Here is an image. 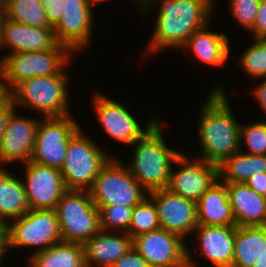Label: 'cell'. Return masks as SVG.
Here are the masks:
<instances>
[{
  "instance_id": "cell-3",
  "label": "cell",
  "mask_w": 266,
  "mask_h": 267,
  "mask_svg": "<svg viewBox=\"0 0 266 267\" xmlns=\"http://www.w3.org/2000/svg\"><path fill=\"white\" fill-rule=\"evenodd\" d=\"M161 118L130 146L133 157L124 164L131 175L149 193L166 189L175 160L182 153L170 147ZM167 141V143H166Z\"/></svg>"
},
{
  "instance_id": "cell-17",
  "label": "cell",
  "mask_w": 266,
  "mask_h": 267,
  "mask_svg": "<svg viewBox=\"0 0 266 267\" xmlns=\"http://www.w3.org/2000/svg\"><path fill=\"white\" fill-rule=\"evenodd\" d=\"M147 196L156 206L162 229L178 234L186 241L192 239L191 235L198 226L196 201L175 195L167 189L151 191Z\"/></svg>"
},
{
  "instance_id": "cell-26",
  "label": "cell",
  "mask_w": 266,
  "mask_h": 267,
  "mask_svg": "<svg viewBox=\"0 0 266 267\" xmlns=\"http://www.w3.org/2000/svg\"><path fill=\"white\" fill-rule=\"evenodd\" d=\"M27 267H86L82 244L59 242L26 257Z\"/></svg>"
},
{
  "instance_id": "cell-40",
  "label": "cell",
  "mask_w": 266,
  "mask_h": 267,
  "mask_svg": "<svg viewBox=\"0 0 266 267\" xmlns=\"http://www.w3.org/2000/svg\"><path fill=\"white\" fill-rule=\"evenodd\" d=\"M246 185L256 193L266 197V172L256 173L249 178Z\"/></svg>"
},
{
  "instance_id": "cell-13",
  "label": "cell",
  "mask_w": 266,
  "mask_h": 267,
  "mask_svg": "<svg viewBox=\"0 0 266 267\" xmlns=\"http://www.w3.org/2000/svg\"><path fill=\"white\" fill-rule=\"evenodd\" d=\"M93 9L87 0H64L62 18L54 27L58 43L67 46L76 55L89 51L94 44L92 39L97 22Z\"/></svg>"
},
{
  "instance_id": "cell-34",
  "label": "cell",
  "mask_w": 266,
  "mask_h": 267,
  "mask_svg": "<svg viewBox=\"0 0 266 267\" xmlns=\"http://www.w3.org/2000/svg\"><path fill=\"white\" fill-rule=\"evenodd\" d=\"M49 24L54 28L62 18L64 0H41Z\"/></svg>"
},
{
  "instance_id": "cell-41",
  "label": "cell",
  "mask_w": 266,
  "mask_h": 267,
  "mask_svg": "<svg viewBox=\"0 0 266 267\" xmlns=\"http://www.w3.org/2000/svg\"><path fill=\"white\" fill-rule=\"evenodd\" d=\"M133 3L135 7V11L137 9V11L135 13H137L136 15H141L145 10H147L153 3H155L157 0H129V3ZM140 11V12H138Z\"/></svg>"
},
{
  "instance_id": "cell-8",
  "label": "cell",
  "mask_w": 266,
  "mask_h": 267,
  "mask_svg": "<svg viewBox=\"0 0 266 267\" xmlns=\"http://www.w3.org/2000/svg\"><path fill=\"white\" fill-rule=\"evenodd\" d=\"M54 210L63 242L83 245L101 230L99 209L88 190L67 189Z\"/></svg>"
},
{
  "instance_id": "cell-5",
  "label": "cell",
  "mask_w": 266,
  "mask_h": 267,
  "mask_svg": "<svg viewBox=\"0 0 266 267\" xmlns=\"http://www.w3.org/2000/svg\"><path fill=\"white\" fill-rule=\"evenodd\" d=\"M75 55L60 43L50 50L6 53L0 57L1 82L9 94L24 80L59 74Z\"/></svg>"
},
{
  "instance_id": "cell-31",
  "label": "cell",
  "mask_w": 266,
  "mask_h": 267,
  "mask_svg": "<svg viewBox=\"0 0 266 267\" xmlns=\"http://www.w3.org/2000/svg\"><path fill=\"white\" fill-rule=\"evenodd\" d=\"M239 147L240 151L250 155H266V122L263 118L246 124L241 121Z\"/></svg>"
},
{
  "instance_id": "cell-42",
  "label": "cell",
  "mask_w": 266,
  "mask_h": 267,
  "mask_svg": "<svg viewBox=\"0 0 266 267\" xmlns=\"http://www.w3.org/2000/svg\"><path fill=\"white\" fill-rule=\"evenodd\" d=\"M7 19L6 5L0 2V34Z\"/></svg>"
},
{
  "instance_id": "cell-1",
  "label": "cell",
  "mask_w": 266,
  "mask_h": 267,
  "mask_svg": "<svg viewBox=\"0 0 266 267\" xmlns=\"http://www.w3.org/2000/svg\"><path fill=\"white\" fill-rule=\"evenodd\" d=\"M218 0H157L141 15V19L148 20L152 11L156 20L153 21V32L144 46L143 58H152L162 51L180 49L187 42L189 36L206 26L216 17L215 11ZM158 8V9H156ZM149 13V15H148ZM148 15V17H146ZM166 49V50H165ZM145 53V54H144Z\"/></svg>"
},
{
  "instance_id": "cell-9",
  "label": "cell",
  "mask_w": 266,
  "mask_h": 267,
  "mask_svg": "<svg viewBox=\"0 0 266 267\" xmlns=\"http://www.w3.org/2000/svg\"><path fill=\"white\" fill-rule=\"evenodd\" d=\"M121 156H113L101 169L88 189L96 206L124 205L134 207L148 192L131 175Z\"/></svg>"
},
{
  "instance_id": "cell-45",
  "label": "cell",
  "mask_w": 266,
  "mask_h": 267,
  "mask_svg": "<svg viewBox=\"0 0 266 267\" xmlns=\"http://www.w3.org/2000/svg\"><path fill=\"white\" fill-rule=\"evenodd\" d=\"M112 0H87V2L94 8L97 7V5H100L102 4L103 2L106 3V2H110ZM100 3V4H99Z\"/></svg>"
},
{
  "instance_id": "cell-7",
  "label": "cell",
  "mask_w": 266,
  "mask_h": 267,
  "mask_svg": "<svg viewBox=\"0 0 266 267\" xmlns=\"http://www.w3.org/2000/svg\"><path fill=\"white\" fill-rule=\"evenodd\" d=\"M94 91V92H93ZM91 91L90 102L93 113L97 118L100 129L105 135L113 139L122 146H131L140 139L159 120V114L153 113L147 121L143 123L137 119L135 112L122 100H114L105 95L102 90ZM128 106V107H127ZM129 108V109H128ZM155 114V115H154ZM146 125V126H144Z\"/></svg>"
},
{
  "instance_id": "cell-37",
  "label": "cell",
  "mask_w": 266,
  "mask_h": 267,
  "mask_svg": "<svg viewBox=\"0 0 266 267\" xmlns=\"http://www.w3.org/2000/svg\"><path fill=\"white\" fill-rule=\"evenodd\" d=\"M16 109L13 101L9 97L0 105V146L7 128L8 119Z\"/></svg>"
},
{
  "instance_id": "cell-6",
  "label": "cell",
  "mask_w": 266,
  "mask_h": 267,
  "mask_svg": "<svg viewBox=\"0 0 266 267\" xmlns=\"http://www.w3.org/2000/svg\"><path fill=\"white\" fill-rule=\"evenodd\" d=\"M83 131L80 128L69 140L61 169L66 189L88 190L101 169L116 156Z\"/></svg>"
},
{
  "instance_id": "cell-38",
  "label": "cell",
  "mask_w": 266,
  "mask_h": 267,
  "mask_svg": "<svg viewBox=\"0 0 266 267\" xmlns=\"http://www.w3.org/2000/svg\"><path fill=\"white\" fill-rule=\"evenodd\" d=\"M259 80L261 81L258 84L252 86L254 89L250 93L255 99L254 101L258 103V107H261L260 109L266 113V78ZM264 119L266 120V117Z\"/></svg>"
},
{
  "instance_id": "cell-36",
  "label": "cell",
  "mask_w": 266,
  "mask_h": 267,
  "mask_svg": "<svg viewBox=\"0 0 266 267\" xmlns=\"http://www.w3.org/2000/svg\"><path fill=\"white\" fill-rule=\"evenodd\" d=\"M111 267H150L146 260L133 248L119 258Z\"/></svg>"
},
{
  "instance_id": "cell-30",
  "label": "cell",
  "mask_w": 266,
  "mask_h": 267,
  "mask_svg": "<svg viewBox=\"0 0 266 267\" xmlns=\"http://www.w3.org/2000/svg\"><path fill=\"white\" fill-rule=\"evenodd\" d=\"M159 228L161 227L156 206L147 196L133 207L127 234L133 238L139 234L154 231Z\"/></svg>"
},
{
  "instance_id": "cell-24",
  "label": "cell",
  "mask_w": 266,
  "mask_h": 267,
  "mask_svg": "<svg viewBox=\"0 0 266 267\" xmlns=\"http://www.w3.org/2000/svg\"><path fill=\"white\" fill-rule=\"evenodd\" d=\"M0 168V220L8 223L30 210L21 176Z\"/></svg>"
},
{
  "instance_id": "cell-10",
  "label": "cell",
  "mask_w": 266,
  "mask_h": 267,
  "mask_svg": "<svg viewBox=\"0 0 266 267\" xmlns=\"http://www.w3.org/2000/svg\"><path fill=\"white\" fill-rule=\"evenodd\" d=\"M8 248L25 250L32 248L29 257L62 242L60 226L54 209H30L19 218L7 223Z\"/></svg>"
},
{
  "instance_id": "cell-2",
  "label": "cell",
  "mask_w": 266,
  "mask_h": 267,
  "mask_svg": "<svg viewBox=\"0 0 266 267\" xmlns=\"http://www.w3.org/2000/svg\"><path fill=\"white\" fill-rule=\"evenodd\" d=\"M211 86L210 93L199 106L196 138L200 151L195 157L219 166L239 151L241 122L234 115L225 87L219 82Z\"/></svg>"
},
{
  "instance_id": "cell-33",
  "label": "cell",
  "mask_w": 266,
  "mask_h": 267,
  "mask_svg": "<svg viewBox=\"0 0 266 267\" xmlns=\"http://www.w3.org/2000/svg\"><path fill=\"white\" fill-rule=\"evenodd\" d=\"M261 0H229L227 12L235 19V23L247 33L252 29Z\"/></svg>"
},
{
  "instance_id": "cell-27",
  "label": "cell",
  "mask_w": 266,
  "mask_h": 267,
  "mask_svg": "<svg viewBox=\"0 0 266 267\" xmlns=\"http://www.w3.org/2000/svg\"><path fill=\"white\" fill-rule=\"evenodd\" d=\"M264 172L266 155H250L240 150L218 166V176L222 183H246L256 173Z\"/></svg>"
},
{
  "instance_id": "cell-25",
  "label": "cell",
  "mask_w": 266,
  "mask_h": 267,
  "mask_svg": "<svg viewBox=\"0 0 266 267\" xmlns=\"http://www.w3.org/2000/svg\"><path fill=\"white\" fill-rule=\"evenodd\" d=\"M266 248V226H237L231 267H253Z\"/></svg>"
},
{
  "instance_id": "cell-14",
  "label": "cell",
  "mask_w": 266,
  "mask_h": 267,
  "mask_svg": "<svg viewBox=\"0 0 266 267\" xmlns=\"http://www.w3.org/2000/svg\"><path fill=\"white\" fill-rule=\"evenodd\" d=\"M187 241L162 228L132 238V247L150 267H188Z\"/></svg>"
},
{
  "instance_id": "cell-15",
  "label": "cell",
  "mask_w": 266,
  "mask_h": 267,
  "mask_svg": "<svg viewBox=\"0 0 266 267\" xmlns=\"http://www.w3.org/2000/svg\"><path fill=\"white\" fill-rule=\"evenodd\" d=\"M236 230L237 226L198 225L191 235L194 238L196 236L195 248L187 245L188 267L200 266V263L194 259L195 252L196 256L199 254L198 258L205 257L213 267H231ZM192 251L195 252L191 254Z\"/></svg>"
},
{
  "instance_id": "cell-4",
  "label": "cell",
  "mask_w": 266,
  "mask_h": 267,
  "mask_svg": "<svg viewBox=\"0 0 266 267\" xmlns=\"http://www.w3.org/2000/svg\"><path fill=\"white\" fill-rule=\"evenodd\" d=\"M71 61L59 74L33 77L20 82L9 94L17 108H27L36 111L40 117H63L73 114L71 108L72 99L70 83L71 76L68 68H71ZM70 66V67H69ZM68 70V71H67ZM24 106V107H23Z\"/></svg>"
},
{
  "instance_id": "cell-19",
  "label": "cell",
  "mask_w": 266,
  "mask_h": 267,
  "mask_svg": "<svg viewBox=\"0 0 266 267\" xmlns=\"http://www.w3.org/2000/svg\"><path fill=\"white\" fill-rule=\"evenodd\" d=\"M212 22L213 20L203 28L193 32L180 50H184L188 56L191 55L192 57L193 55L197 62L217 69L225 66L229 58L232 57L230 56L232 54L231 38L225 31L220 32L215 28L211 31Z\"/></svg>"
},
{
  "instance_id": "cell-46",
  "label": "cell",
  "mask_w": 266,
  "mask_h": 267,
  "mask_svg": "<svg viewBox=\"0 0 266 267\" xmlns=\"http://www.w3.org/2000/svg\"><path fill=\"white\" fill-rule=\"evenodd\" d=\"M11 0H0L3 4L7 5Z\"/></svg>"
},
{
  "instance_id": "cell-39",
  "label": "cell",
  "mask_w": 266,
  "mask_h": 267,
  "mask_svg": "<svg viewBox=\"0 0 266 267\" xmlns=\"http://www.w3.org/2000/svg\"><path fill=\"white\" fill-rule=\"evenodd\" d=\"M9 255L7 223L0 220V266L4 267L5 258Z\"/></svg>"
},
{
  "instance_id": "cell-11",
  "label": "cell",
  "mask_w": 266,
  "mask_h": 267,
  "mask_svg": "<svg viewBox=\"0 0 266 267\" xmlns=\"http://www.w3.org/2000/svg\"><path fill=\"white\" fill-rule=\"evenodd\" d=\"M78 123L72 114L41 118L30 161L61 170L69 140L81 128Z\"/></svg>"
},
{
  "instance_id": "cell-21",
  "label": "cell",
  "mask_w": 266,
  "mask_h": 267,
  "mask_svg": "<svg viewBox=\"0 0 266 267\" xmlns=\"http://www.w3.org/2000/svg\"><path fill=\"white\" fill-rule=\"evenodd\" d=\"M131 247L127 233L100 230L83 244L86 267H111Z\"/></svg>"
},
{
  "instance_id": "cell-43",
  "label": "cell",
  "mask_w": 266,
  "mask_h": 267,
  "mask_svg": "<svg viewBox=\"0 0 266 267\" xmlns=\"http://www.w3.org/2000/svg\"><path fill=\"white\" fill-rule=\"evenodd\" d=\"M8 98V92L0 79V105Z\"/></svg>"
},
{
  "instance_id": "cell-32",
  "label": "cell",
  "mask_w": 266,
  "mask_h": 267,
  "mask_svg": "<svg viewBox=\"0 0 266 267\" xmlns=\"http://www.w3.org/2000/svg\"><path fill=\"white\" fill-rule=\"evenodd\" d=\"M96 207L100 213L101 230L128 232L133 207L124 205Z\"/></svg>"
},
{
  "instance_id": "cell-29",
  "label": "cell",
  "mask_w": 266,
  "mask_h": 267,
  "mask_svg": "<svg viewBox=\"0 0 266 267\" xmlns=\"http://www.w3.org/2000/svg\"><path fill=\"white\" fill-rule=\"evenodd\" d=\"M251 44L235 59L241 71L253 81L266 78V38H252Z\"/></svg>"
},
{
  "instance_id": "cell-20",
  "label": "cell",
  "mask_w": 266,
  "mask_h": 267,
  "mask_svg": "<svg viewBox=\"0 0 266 267\" xmlns=\"http://www.w3.org/2000/svg\"><path fill=\"white\" fill-rule=\"evenodd\" d=\"M58 44L53 27H31L6 19L0 34V51L8 53L53 49Z\"/></svg>"
},
{
  "instance_id": "cell-35",
  "label": "cell",
  "mask_w": 266,
  "mask_h": 267,
  "mask_svg": "<svg viewBox=\"0 0 266 267\" xmlns=\"http://www.w3.org/2000/svg\"><path fill=\"white\" fill-rule=\"evenodd\" d=\"M251 38H266V0L259 3L256 19L252 29L248 32Z\"/></svg>"
},
{
  "instance_id": "cell-23",
  "label": "cell",
  "mask_w": 266,
  "mask_h": 267,
  "mask_svg": "<svg viewBox=\"0 0 266 267\" xmlns=\"http://www.w3.org/2000/svg\"><path fill=\"white\" fill-rule=\"evenodd\" d=\"M198 225L236 226L225 183L219 179L197 201Z\"/></svg>"
},
{
  "instance_id": "cell-28",
  "label": "cell",
  "mask_w": 266,
  "mask_h": 267,
  "mask_svg": "<svg viewBox=\"0 0 266 267\" xmlns=\"http://www.w3.org/2000/svg\"><path fill=\"white\" fill-rule=\"evenodd\" d=\"M7 19L31 27H52L41 0H11L6 5Z\"/></svg>"
},
{
  "instance_id": "cell-16",
  "label": "cell",
  "mask_w": 266,
  "mask_h": 267,
  "mask_svg": "<svg viewBox=\"0 0 266 267\" xmlns=\"http://www.w3.org/2000/svg\"><path fill=\"white\" fill-rule=\"evenodd\" d=\"M26 198L30 209H55L67 190L61 170L29 161L22 164ZM24 168V169H23Z\"/></svg>"
},
{
  "instance_id": "cell-18",
  "label": "cell",
  "mask_w": 266,
  "mask_h": 267,
  "mask_svg": "<svg viewBox=\"0 0 266 267\" xmlns=\"http://www.w3.org/2000/svg\"><path fill=\"white\" fill-rule=\"evenodd\" d=\"M17 111L16 109L10 115L3 135L0 146V168L29 162L33 154L36 132L42 117H25Z\"/></svg>"
},
{
  "instance_id": "cell-44",
  "label": "cell",
  "mask_w": 266,
  "mask_h": 267,
  "mask_svg": "<svg viewBox=\"0 0 266 267\" xmlns=\"http://www.w3.org/2000/svg\"><path fill=\"white\" fill-rule=\"evenodd\" d=\"M253 267H266V248Z\"/></svg>"
},
{
  "instance_id": "cell-22",
  "label": "cell",
  "mask_w": 266,
  "mask_h": 267,
  "mask_svg": "<svg viewBox=\"0 0 266 267\" xmlns=\"http://www.w3.org/2000/svg\"><path fill=\"white\" fill-rule=\"evenodd\" d=\"M236 226H266V197L246 183H225Z\"/></svg>"
},
{
  "instance_id": "cell-12",
  "label": "cell",
  "mask_w": 266,
  "mask_h": 267,
  "mask_svg": "<svg viewBox=\"0 0 266 267\" xmlns=\"http://www.w3.org/2000/svg\"><path fill=\"white\" fill-rule=\"evenodd\" d=\"M184 152L182 151L173 164L166 189L197 202L219 179L218 166Z\"/></svg>"
}]
</instances>
